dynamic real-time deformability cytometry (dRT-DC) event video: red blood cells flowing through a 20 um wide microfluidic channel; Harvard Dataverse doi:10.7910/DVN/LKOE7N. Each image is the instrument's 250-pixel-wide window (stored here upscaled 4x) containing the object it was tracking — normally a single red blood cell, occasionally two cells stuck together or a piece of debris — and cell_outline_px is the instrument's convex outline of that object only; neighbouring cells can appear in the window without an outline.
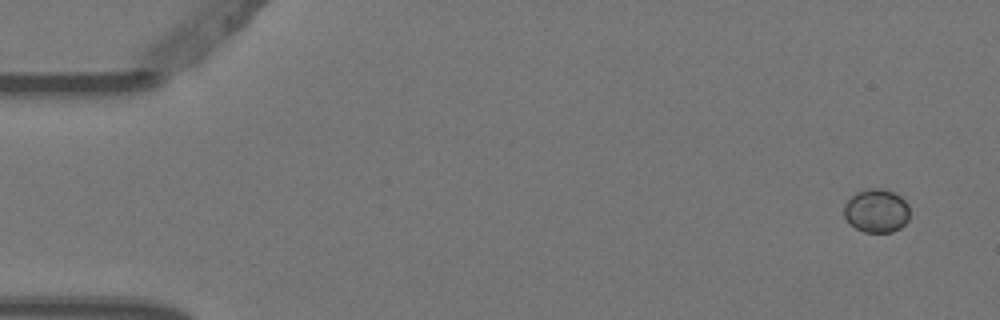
{"species": "Egyptian fruit bat (a non-hibernating species)", "species_latin": "Rousettus aegyptiacus", "temperature_condition": "warm", "stored_images_in_passage": 5, "segment_of_instrument_passage": [1, 2], "camera_frame_rate_fps": 3000, "um_per_image_px": 0.085, "animal": {"sex": "female"}, "frame": {"image": 1, "passage_image": 1, "time_ms": 0.0, "image_size_px": [1000, 320], "cell_outline_px": [[908, 220], [900, 228], [892, 232], [864, 232], [856, 228], [844, 216], [844, 204], [856, 192], [868, 188], [880, 188], [892, 192], [900, 196], [908, 204]], "centroid_in_image_um": [74.5, 17.91], "position_along_channel_um": 10.5, "area_um2": 16.53}}
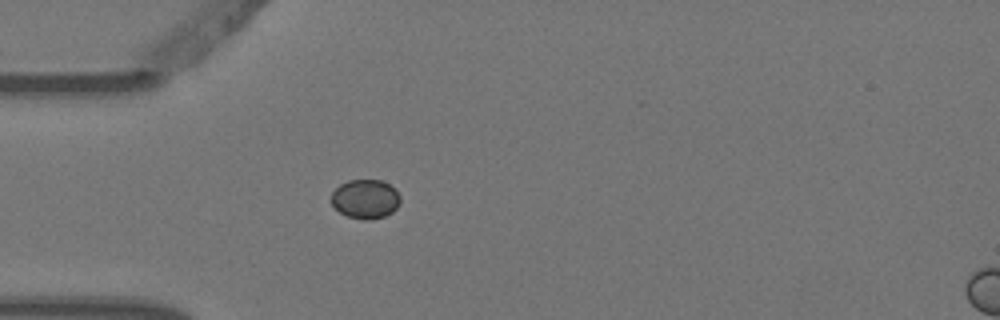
{"frame": {"image": 2, "passage_image": 4, "time_ms": 1.0, "image_size_px": [1000, 320], "cell_outline_px": [[400, 204], [392, 212], [384, 216], [372, 220], [364, 220], [348, 216], [340, 212], [332, 204], [332, 192], [340, 184], [348, 180], [380, 180], [396, 188], [400, 196]], "centroid_in_image_um": [31.08, 16.91], "position_along_channel_um": 53.9, "area_um2": 15.78}}